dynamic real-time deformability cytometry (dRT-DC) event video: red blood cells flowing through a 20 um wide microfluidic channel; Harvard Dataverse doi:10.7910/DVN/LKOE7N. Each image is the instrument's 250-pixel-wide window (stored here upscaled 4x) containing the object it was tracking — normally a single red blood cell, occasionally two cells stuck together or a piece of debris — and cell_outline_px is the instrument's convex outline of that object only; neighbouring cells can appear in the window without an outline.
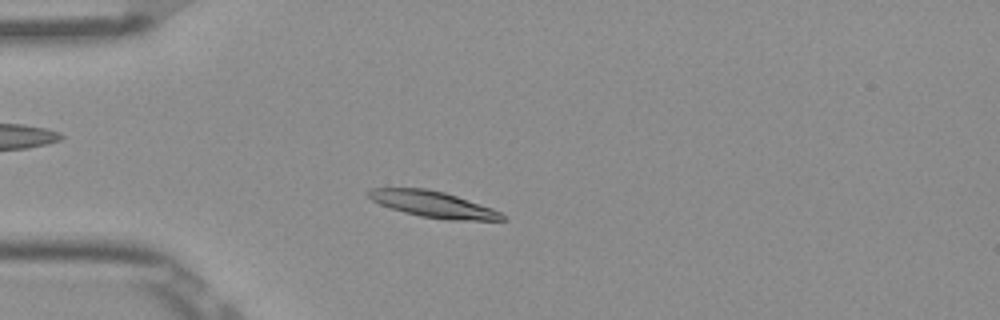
{"species": "Egyptian fruit bat (a non-hibernating species)", "species_latin": "Rousettus aegyptiacus", "temperature_condition": "room temperature", "stored_images_in_passage": 45, "camera_frame_rate_fps": 3000, "um_per_image_px": 0.085, "frame": {"image": 1, "passage_image": 7, "time_ms": 2.0, "image_size_px": [1000, 320], "cell_outline_px": [[508, 220], [444, 220], [420, 216], [404, 212], [380, 204], [372, 200], [368, 196], [368, 192], [372, 188], [424, 188], [444, 192], [492, 208], [500, 212]], "centroid_in_image_um": [36.83, 17.37], "position_along_channel_um": 48.2, "area_um2": 20.17}}
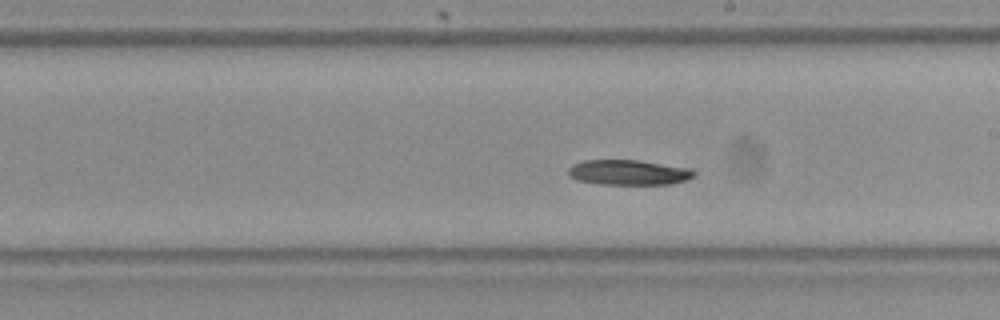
{"frame": {"image": 2, "passage_image": 23, "time_ms": 7.333, "image_size_px": [1000, 320], "cell_outline_px": [[696, 176], [688, 180], [672, 184], [600, 184], [576, 180], [568, 176], [568, 168], [572, 164], [584, 160], [640, 160], [692, 168], [696, 172]], "centroid_in_image_um": [53.46, 14.65], "position_along_channel_um": 235.5, "area_um2": 18.79}}
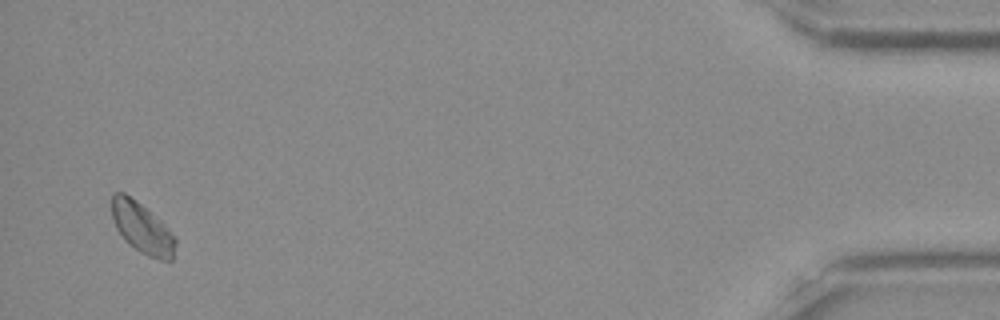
{"frame": {"image": 3, "passage_image": 44, "time_ms": 14.333, "image_size_px": [1000, 320], "cell_outline_px": [[176, 244], [172, 260], [160, 260], [148, 256], [140, 252], [128, 244], [124, 240], [116, 228], [112, 216], [112, 192], [124, 192], [136, 200], [160, 220], [176, 236]], "centroid_in_image_um": [12.08, 19.39], "position_along_channel_um": 423.1, "area_um2": 18.9}}